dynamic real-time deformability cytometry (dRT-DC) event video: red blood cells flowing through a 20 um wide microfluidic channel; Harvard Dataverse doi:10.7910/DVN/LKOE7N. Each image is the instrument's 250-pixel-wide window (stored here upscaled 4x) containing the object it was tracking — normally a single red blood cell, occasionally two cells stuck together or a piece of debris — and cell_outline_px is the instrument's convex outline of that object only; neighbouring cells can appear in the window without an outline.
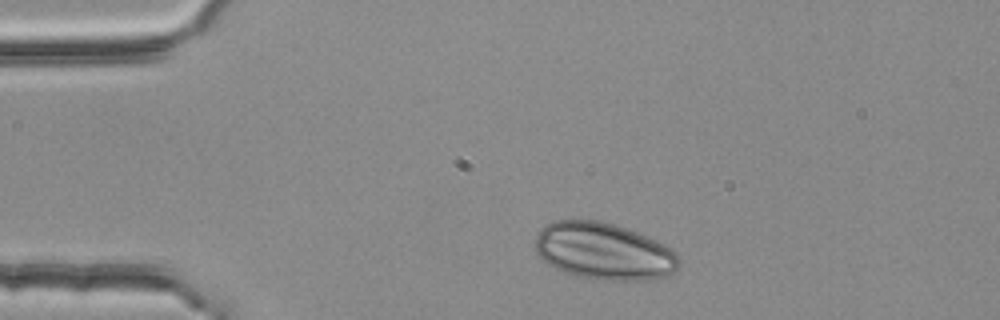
{"species": "common noctule bat (a hibernating species)", "species_latin": "Nyctalus noctula", "temperature_condition": "room temperature", "stored_images_in_passage": 2, "camera_frame_rate_fps": 3000, "um_per_image_px": 0.085, "animal": {"sex": "female", "body_mass_g": 25.1}, "frame": {"image": 1, "passage_image": 1, "time_ms": 0.0, "image_size_px": [1000, 320], "cell_outline_px": [[680, 268], [668, 276], [648, 280], [600, 280], [576, 276], [564, 272], [540, 260], [532, 248], [536, 236], [540, 228], [552, 220], [596, 220], [616, 224], [648, 236], [664, 244], [676, 252], [680, 260]], "centroid_in_image_um": [51.3, 21.36], "position_along_channel_um": 33.7, "area_um2": 48.67}}